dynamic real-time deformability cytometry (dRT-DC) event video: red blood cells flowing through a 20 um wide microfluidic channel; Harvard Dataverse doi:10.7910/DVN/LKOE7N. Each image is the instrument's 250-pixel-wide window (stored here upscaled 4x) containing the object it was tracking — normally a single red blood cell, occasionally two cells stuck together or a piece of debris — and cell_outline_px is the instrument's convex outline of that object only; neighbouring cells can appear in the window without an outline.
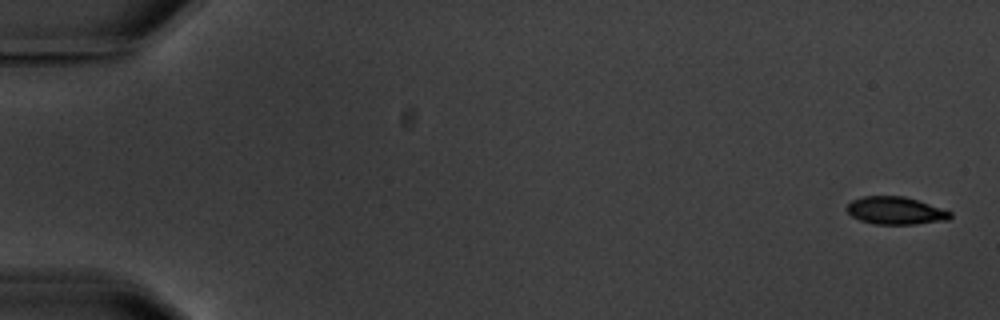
{"species": "common noctule bat (a hibernating species)", "species_latin": "Nyctalus noctula", "temperature_condition": "warm", "stored_images_in_passage": 8, "camera_frame_rate_fps": 3000, "um_per_image_px": 0.085, "animal": {"sex": "male", "body_mass_g": 20.1, "forearm_length_mm": 53.5}, "frame": {"image": 1, "passage_image": 1, "time_ms": 0.0, "image_size_px": [1000, 320], "cell_outline_px": [[952, 216], [948, 220], [916, 224], [876, 224], [860, 220], [852, 216], [844, 208], [852, 200], [864, 196], [904, 196], [952, 212]], "centroid_in_image_um": [76.1, 17.91], "position_along_channel_um": 8.9, "area_um2": 16.53}}
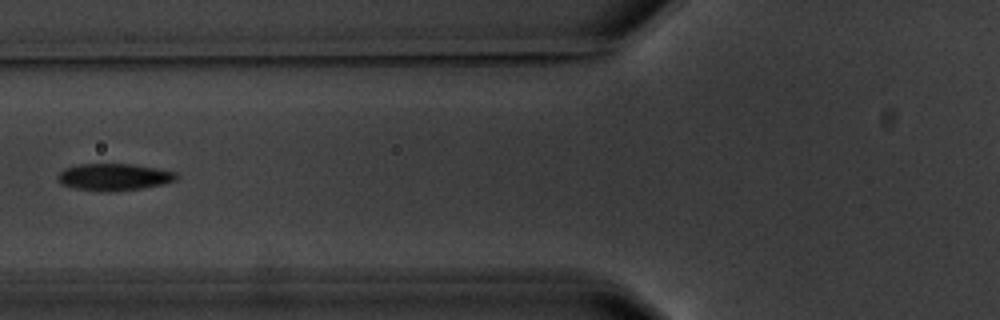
{"frame": {"image": 2, "passage_image": 7, "time_ms": 7.333, "image_size_px": [1000, 320], "cell_outline_px": [[176, 180], [164, 184], [140, 188], [108, 192], [104, 192], [76, 188], [60, 184], [56, 180], [56, 176], [64, 168], [80, 164], [132, 164], [156, 168], [176, 172]], "centroid_in_image_um": [9.64, 15.04], "position_along_channel_um": 116.2, "area_um2": 18.61}}